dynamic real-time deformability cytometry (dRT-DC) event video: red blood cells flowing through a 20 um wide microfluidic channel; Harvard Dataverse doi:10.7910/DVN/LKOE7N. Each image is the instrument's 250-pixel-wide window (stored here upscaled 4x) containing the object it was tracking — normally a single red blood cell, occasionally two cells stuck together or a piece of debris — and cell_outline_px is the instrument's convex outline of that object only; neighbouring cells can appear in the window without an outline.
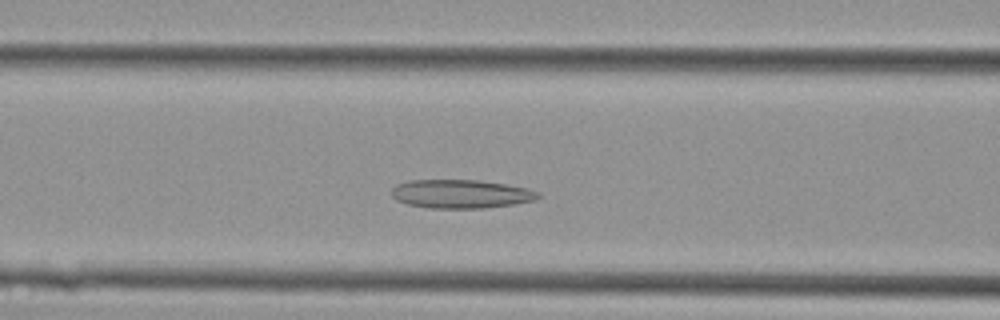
{"species": "Egyptian fruit bat (a non-hibernating species)", "species_latin": "Rousettus aegyptiacus", "temperature_condition": "cold", "stored_images_in_passage": 28, "camera_frame_rate_fps": 3000, "um_per_image_px": 0.085, "animal": {"sex": "female"}, "frame": {"image": 1, "passage_image": 9, "time_ms": 2.667, "image_size_px": [1000, 320], "cell_outline_px": [[540, 196], [536, 200], [516, 204], [484, 208], [428, 208], [408, 204], [396, 200], [392, 196], [392, 188], [396, 184], [408, 180], [476, 180], [504, 184], [528, 188], [540, 192]], "centroid_in_image_um": [39.18, 16.48], "position_along_channel_um": 127.4, "area_um2": 24.57}}
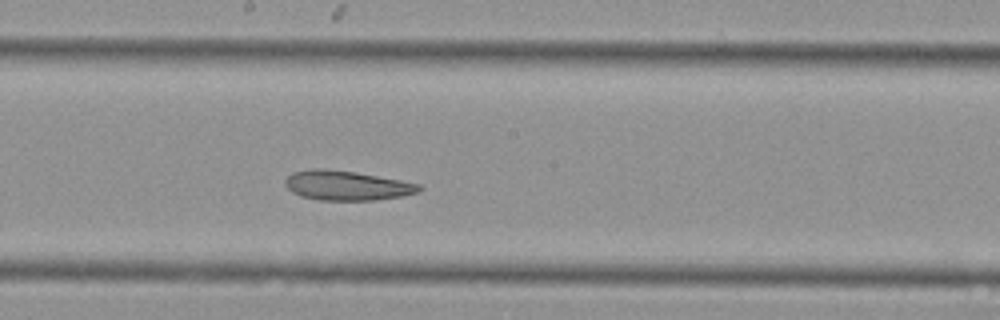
{"frame": {"image": 2, "passage_image": 15, "time_ms": 4.667, "image_size_px": [1000, 320], "cell_outline_px": [[424, 188], [420, 192], [400, 196], [372, 200], [320, 200], [300, 196], [292, 192], [284, 184], [284, 180], [292, 172], [316, 168], [320, 168], [356, 172], [400, 180], [420, 184]], "centroid_in_image_um": [29.47, 15.76], "position_along_channel_um": 218.7, "area_um2": 23.06}}
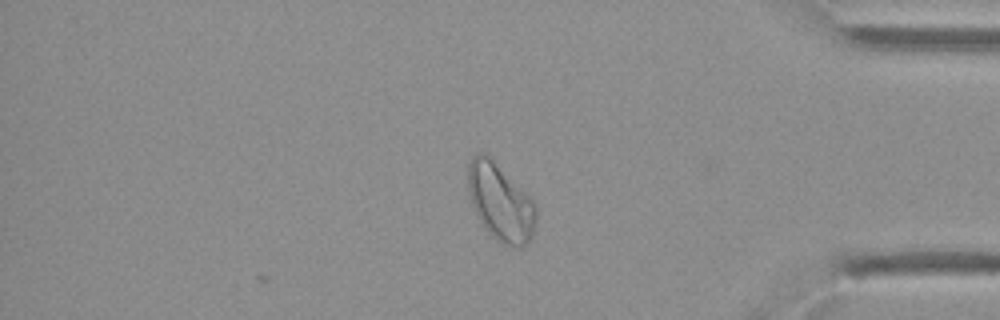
{"frame": {"image": 3, "passage_image": 28, "time_ms": 9.0, "image_size_px": [1000, 320], "cell_outline_px": [[536, 220], [532, 236], [528, 244], [524, 248], [508, 248], [496, 240], [484, 228], [472, 204], [468, 188], [468, 164], [472, 156], [476, 152], [484, 152], [532, 196], [536, 204]], "centroid_in_image_um": [42.57, 17.22], "position_along_channel_um": 392.6, "area_um2": 31.15}}